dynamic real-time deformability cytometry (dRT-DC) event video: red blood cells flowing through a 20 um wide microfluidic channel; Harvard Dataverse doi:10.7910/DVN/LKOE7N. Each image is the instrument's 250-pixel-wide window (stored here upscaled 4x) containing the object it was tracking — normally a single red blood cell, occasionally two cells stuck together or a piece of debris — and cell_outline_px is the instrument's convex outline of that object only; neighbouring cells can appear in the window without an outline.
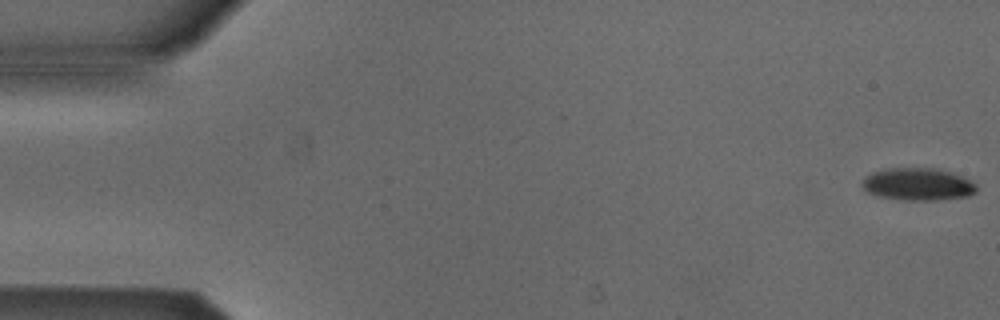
{"species": "Egyptian fruit bat (a non-hibernating species)", "species_latin": "Rousettus aegyptiacus", "temperature_condition": "cold", "stored_images_in_passage": 53, "camera_frame_rate_fps": 3000, "um_per_image_px": 0.085, "animal": {"sex": "male"}, "frame": {"image": 1, "passage_image": 1, "time_ms": 0.0, "image_size_px": [1000, 320], "cell_outline_px": [[976, 192], [968, 196], [936, 200], [904, 200], [880, 196], [868, 192], [860, 184], [864, 176], [872, 172], [884, 168], [932, 168], [952, 172], [972, 180], [976, 184]], "centroid_in_image_um": [78.01, 15.65], "position_along_channel_um": 7.0, "area_um2": 21.73}}
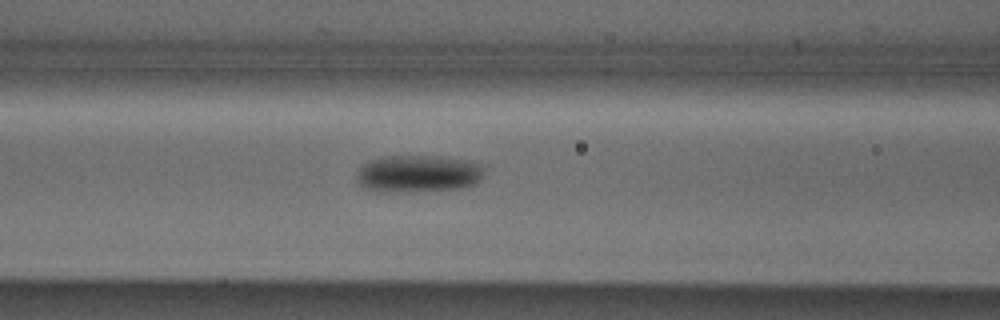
{"frame": {"image": 2, "passage_image": 22, "time_ms": 7.0, "image_size_px": [1000, 320], "cell_outline_px": [[484, 168], [480, 180], [476, 184], [460, 188], [388, 192], [376, 192], [364, 188], [356, 180], [356, 176], [360, 168], [364, 164], [372, 160], [392, 156], [440, 156], [464, 160], [480, 164]], "centroid_in_image_um": [35.53, 14.77], "position_along_channel_um": 131.1, "area_um2": 27.4}}
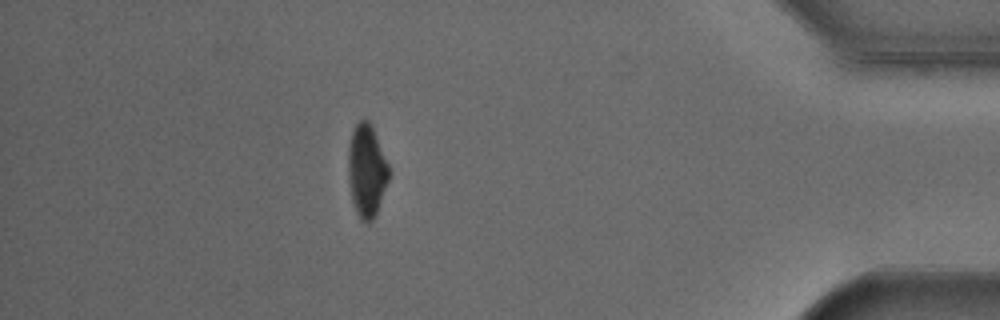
{"frame": {"image": 3, "passage_image": 47, "time_ms": 15.333, "image_size_px": [1000, 320], "cell_outline_px": [[388, 180], [376, 212], [372, 220], [368, 224], [360, 220], [356, 212], [352, 200], [348, 180], [348, 148], [352, 128], [364, 116], [368, 120], [376, 136], [388, 164]], "centroid_in_image_um": [31.13, 14.49], "position_along_channel_um": 404.1, "area_um2": 21.79}, "authors_computed_cell_mechanics": {"area_um2": 23.6402, "velocity_mm_per_s": 3.8692, "shape_relaxation_time_tau1_ms": 5.6456, "shape_relaxation_time_tau2_ms": null, "deformation_change_tau1": 0.1449, "deformation_change_tau2": null}}